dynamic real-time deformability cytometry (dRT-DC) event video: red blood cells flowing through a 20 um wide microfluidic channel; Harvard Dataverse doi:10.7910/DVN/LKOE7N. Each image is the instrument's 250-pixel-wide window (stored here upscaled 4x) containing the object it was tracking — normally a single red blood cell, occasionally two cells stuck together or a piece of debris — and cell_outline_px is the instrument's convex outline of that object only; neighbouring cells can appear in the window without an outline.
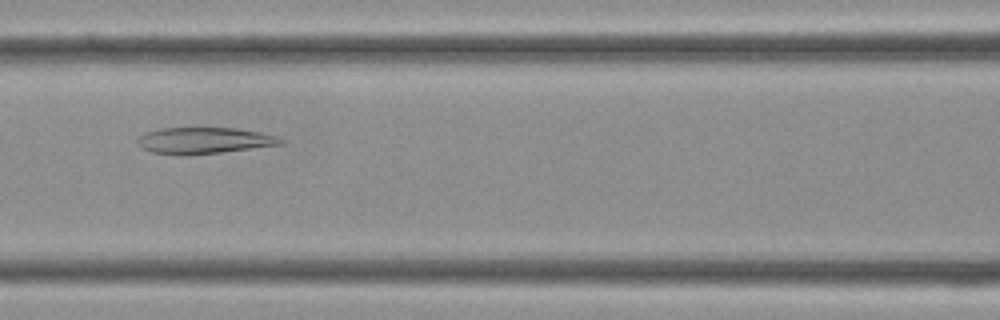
{"species": "Egyptian fruit bat (a non-hibernating species)", "species_latin": "Rousettus aegyptiacus", "temperature_condition": "cold", "stored_images_in_passage": 37, "camera_frame_rate_fps": 3000, "um_per_image_px": 0.085, "frame": {"image": 1, "passage_image": 16, "time_ms": 5.0, "image_size_px": [1000, 320], "cell_outline_px": [[288, 140], [284, 144], [220, 152], [152, 152], [144, 148], [136, 140], [144, 132], [160, 128], [236, 128], [260, 132], [276, 136]], "centroid_in_image_um": [17.45, 11.89], "position_along_channel_um": 149.1, "area_um2": 21.04}}
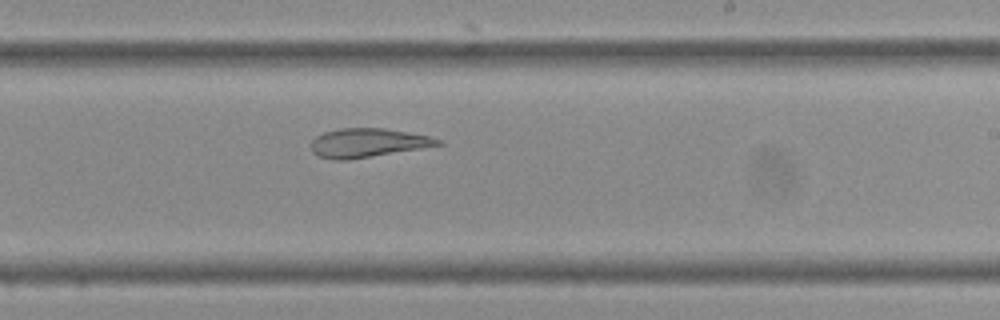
{"frame": {"image": 2, "passage_image": 22, "time_ms": 7.0, "image_size_px": [1000, 320], "cell_outline_px": [[444, 144], [348, 160], [332, 160], [320, 156], [312, 152], [312, 140], [316, 136], [324, 132], [340, 128], [384, 128], [428, 136], [440, 140]], "centroid_in_image_um": [31.21, 12.14], "position_along_channel_um": 257.8, "area_um2": 21.04}}
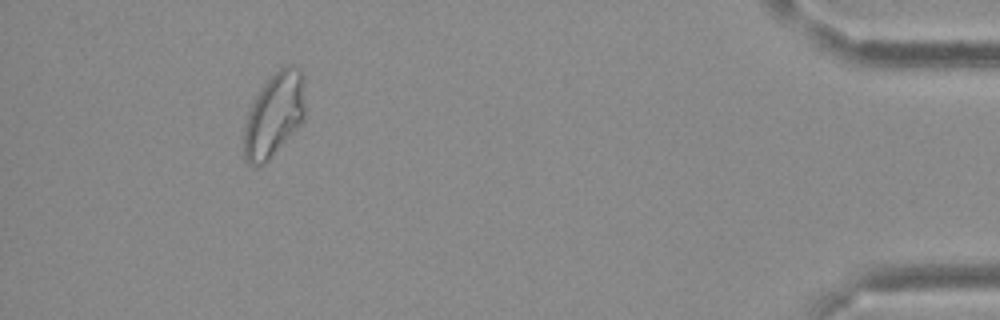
{"frame": {"image": 3, "passage_image": 34, "time_ms": 11.0, "image_size_px": [1000, 320], "cell_outline_px": [[304, 120], [268, 160], [264, 164], [248, 164], [244, 160], [244, 128], [248, 112], [260, 88], [280, 68], [288, 64], [292, 64], [300, 68], [304, 76]], "centroid_in_image_um": [23.31, 9.73], "position_along_channel_um": 411.9, "area_um2": 29.77}}